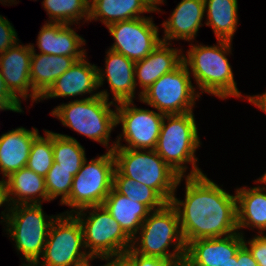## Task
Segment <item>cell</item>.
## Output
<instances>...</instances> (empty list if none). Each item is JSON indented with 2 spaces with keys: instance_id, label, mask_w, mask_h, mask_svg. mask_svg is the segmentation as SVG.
<instances>
[{
  "instance_id": "cell-1",
  "label": "cell",
  "mask_w": 266,
  "mask_h": 266,
  "mask_svg": "<svg viewBox=\"0 0 266 266\" xmlns=\"http://www.w3.org/2000/svg\"><path fill=\"white\" fill-rule=\"evenodd\" d=\"M185 198L174 193L171 204L178 213L186 245L198 239L219 238L237 233L236 194L227 193L206 174L185 176Z\"/></svg>"
},
{
  "instance_id": "cell-2",
  "label": "cell",
  "mask_w": 266,
  "mask_h": 266,
  "mask_svg": "<svg viewBox=\"0 0 266 266\" xmlns=\"http://www.w3.org/2000/svg\"><path fill=\"white\" fill-rule=\"evenodd\" d=\"M217 44L206 46L190 44V49L183 54V62L189 74L193 75L196 85L201 93H208L220 99L229 97H242L234 80L232 66L227 55L231 53L232 41L217 40ZM190 68V69H189Z\"/></svg>"
},
{
  "instance_id": "cell-3",
  "label": "cell",
  "mask_w": 266,
  "mask_h": 266,
  "mask_svg": "<svg viewBox=\"0 0 266 266\" xmlns=\"http://www.w3.org/2000/svg\"><path fill=\"white\" fill-rule=\"evenodd\" d=\"M170 247L173 248L172 251L169 250ZM131 249L143 256L158 257L173 261L177 266H183L186 243L182 236L178 213L170 202L150 212L138 235L132 239Z\"/></svg>"
},
{
  "instance_id": "cell-4",
  "label": "cell",
  "mask_w": 266,
  "mask_h": 266,
  "mask_svg": "<svg viewBox=\"0 0 266 266\" xmlns=\"http://www.w3.org/2000/svg\"><path fill=\"white\" fill-rule=\"evenodd\" d=\"M200 145L193 112L164 116L155 151L181 177L203 174L195 155ZM187 164L192 168L185 174Z\"/></svg>"
},
{
  "instance_id": "cell-5",
  "label": "cell",
  "mask_w": 266,
  "mask_h": 266,
  "mask_svg": "<svg viewBox=\"0 0 266 266\" xmlns=\"http://www.w3.org/2000/svg\"><path fill=\"white\" fill-rule=\"evenodd\" d=\"M113 101L103 95L74 99L56 106L51 114L79 134L94 140L112 151L116 144L109 146L111 132L116 125V110L110 107Z\"/></svg>"
},
{
  "instance_id": "cell-6",
  "label": "cell",
  "mask_w": 266,
  "mask_h": 266,
  "mask_svg": "<svg viewBox=\"0 0 266 266\" xmlns=\"http://www.w3.org/2000/svg\"><path fill=\"white\" fill-rule=\"evenodd\" d=\"M112 152L115 168L123 176L154 189L167 203L171 202L184 177L174 171L155 149L115 147Z\"/></svg>"
},
{
  "instance_id": "cell-7",
  "label": "cell",
  "mask_w": 266,
  "mask_h": 266,
  "mask_svg": "<svg viewBox=\"0 0 266 266\" xmlns=\"http://www.w3.org/2000/svg\"><path fill=\"white\" fill-rule=\"evenodd\" d=\"M57 215L48 216L42 204H18L11 206L4 230L25 259L22 266H33L42 256L48 232ZM26 262V263H25Z\"/></svg>"
},
{
  "instance_id": "cell-8",
  "label": "cell",
  "mask_w": 266,
  "mask_h": 266,
  "mask_svg": "<svg viewBox=\"0 0 266 266\" xmlns=\"http://www.w3.org/2000/svg\"><path fill=\"white\" fill-rule=\"evenodd\" d=\"M115 159L112 151L84 161L74 176L69 198L62 204L70 211L62 214H73L89 206H100L113 188Z\"/></svg>"
},
{
  "instance_id": "cell-9",
  "label": "cell",
  "mask_w": 266,
  "mask_h": 266,
  "mask_svg": "<svg viewBox=\"0 0 266 266\" xmlns=\"http://www.w3.org/2000/svg\"><path fill=\"white\" fill-rule=\"evenodd\" d=\"M73 215L81 224L87 253L104 257L124 253L131 248L132 239L103 205L89 206Z\"/></svg>"
},
{
  "instance_id": "cell-10",
  "label": "cell",
  "mask_w": 266,
  "mask_h": 266,
  "mask_svg": "<svg viewBox=\"0 0 266 266\" xmlns=\"http://www.w3.org/2000/svg\"><path fill=\"white\" fill-rule=\"evenodd\" d=\"M187 66L182 62L175 70L164 74L141 94L143 102L164 115L193 112L196 92Z\"/></svg>"
},
{
  "instance_id": "cell-11",
  "label": "cell",
  "mask_w": 266,
  "mask_h": 266,
  "mask_svg": "<svg viewBox=\"0 0 266 266\" xmlns=\"http://www.w3.org/2000/svg\"><path fill=\"white\" fill-rule=\"evenodd\" d=\"M134 101L120 102L115 105L116 125L122 126V134L117 136L115 147L126 149H155L164 114L158 111L138 108L133 104ZM127 142L122 145L120 141Z\"/></svg>"
},
{
  "instance_id": "cell-12",
  "label": "cell",
  "mask_w": 266,
  "mask_h": 266,
  "mask_svg": "<svg viewBox=\"0 0 266 266\" xmlns=\"http://www.w3.org/2000/svg\"><path fill=\"white\" fill-rule=\"evenodd\" d=\"M87 253L80 222L73 214H59L52 222L42 256L33 266H70Z\"/></svg>"
},
{
  "instance_id": "cell-13",
  "label": "cell",
  "mask_w": 266,
  "mask_h": 266,
  "mask_svg": "<svg viewBox=\"0 0 266 266\" xmlns=\"http://www.w3.org/2000/svg\"><path fill=\"white\" fill-rule=\"evenodd\" d=\"M152 16L115 22L107 26L114 43L109 48L137 62L149 55L162 41Z\"/></svg>"
},
{
  "instance_id": "cell-14",
  "label": "cell",
  "mask_w": 266,
  "mask_h": 266,
  "mask_svg": "<svg viewBox=\"0 0 266 266\" xmlns=\"http://www.w3.org/2000/svg\"><path fill=\"white\" fill-rule=\"evenodd\" d=\"M239 232L225 237L198 239L186 245L183 266H236L243 245Z\"/></svg>"
},
{
  "instance_id": "cell-15",
  "label": "cell",
  "mask_w": 266,
  "mask_h": 266,
  "mask_svg": "<svg viewBox=\"0 0 266 266\" xmlns=\"http://www.w3.org/2000/svg\"><path fill=\"white\" fill-rule=\"evenodd\" d=\"M32 51L29 44L21 45L18 41L0 55V70L6 87L20 103L27 98L40 102L30 80Z\"/></svg>"
},
{
  "instance_id": "cell-16",
  "label": "cell",
  "mask_w": 266,
  "mask_h": 266,
  "mask_svg": "<svg viewBox=\"0 0 266 266\" xmlns=\"http://www.w3.org/2000/svg\"><path fill=\"white\" fill-rule=\"evenodd\" d=\"M86 56L70 67L57 78L49 90L40 98L41 100L58 97H76L90 94L89 98L103 95L109 100L107 90L96 92L98 87L97 67L86 60ZM96 92V93H94Z\"/></svg>"
},
{
  "instance_id": "cell-17",
  "label": "cell",
  "mask_w": 266,
  "mask_h": 266,
  "mask_svg": "<svg viewBox=\"0 0 266 266\" xmlns=\"http://www.w3.org/2000/svg\"><path fill=\"white\" fill-rule=\"evenodd\" d=\"M106 53L105 69L97 67L98 87L107 80L115 104L133 101L136 95L135 62L110 49Z\"/></svg>"
},
{
  "instance_id": "cell-18",
  "label": "cell",
  "mask_w": 266,
  "mask_h": 266,
  "mask_svg": "<svg viewBox=\"0 0 266 266\" xmlns=\"http://www.w3.org/2000/svg\"><path fill=\"white\" fill-rule=\"evenodd\" d=\"M40 53L74 57L77 61L84 58L86 40L78 35L71 24L46 22L37 36Z\"/></svg>"
},
{
  "instance_id": "cell-19",
  "label": "cell",
  "mask_w": 266,
  "mask_h": 266,
  "mask_svg": "<svg viewBox=\"0 0 266 266\" xmlns=\"http://www.w3.org/2000/svg\"><path fill=\"white\" fill-rule=\"evenodd\" d=\"M170 45V46H169ZM172 43L161 41L144 59L135 62L136 87L142 89L138 98L161 76L175 70L183 62L182 48H172ZM137 77V78H136ZM138 81V82H137Z\"/></svg>"
},
{
  "instance_id": "cell-20",
  "label": "cell",
  "mask_w": 266,
  "mask_h": 266,
  "mask_svg": "<svg viewBox=\"0 0 266 266\" xmlns=\"http://www.w3.org/2000/svg\"><path fill=\"white\" fill-rule=\"evenodd\" d=\"M205 16L204 0H181L170 17L163 21V42L185 40L194 42Z\"/></svg>"
},
{
  "instance_id": "cell-21",
  "label": "cell",
  "mask_w": 266,
  "mask_h": 266,
  "mask_svg": "<svg viewBox=\"0 0 266 266\" xmlns=\"http://www.w3.org/2000/svg\"><path fill=\"white\" fill-rule=\"evenodd\" d=\"M39 135L37 128H15L0 136V172L2 179L26 167L31 145Z\"/></svg>"
},
{
  "instance_id": "cell-22",
  "label": "cell",
  "mask_w": 266,
  "mask_h": 266,
  "mask_svg": "<svg viewBox=\"0 0 266 266\" xmlns=\"http://www.w3.org/2000/svg\"><path fill=\"white\" fill-rule=\"evenodd\" d=\"M266 189L261 186H244L235 191L237 199V226L241 229L254 228L258 234L266 232Z\"/></svg>"
},
{
  "instance_id": "cell-23",
  "label": "cell",
  "mask_w": 266,
  "mask_h": 266,
  "mask_svg": "<svg viewBox=\"0 0 266 266\" xmlns=\"http://www.w3.org/2000/svg\"><path fill=\"white\" fill-rule=\"evenodd\" d=\"M32 51L30 80L33 91L41 98L55 80L76 63L74 57L57 56L51 54H36L34 44H30Z\"/></svg>"
},
{
  "instance_id": "cell-24",
  "label": "cell",
  "mask_w": 266,
  "mask_h": 266,
  "mask_svg": "<svg viewBox=\"0 0 266 266\" xmlns=\"http://www.w3.org/2000/svg\"><path fill=\"white\" fill-rule=\"evenodd\" d=\"M5 180L11 206L49 202L45 177L36 174L28 167H23L12 173Z\"/></svg>"
},
{
  "instance_id": "cell-25",
  "label": "cell",
  "mask_w": 266,
  "mask_h": 266,
  "mask_svg": "<svg viewBox=\"0 0 266 266\" xmlns=\"http://www.w3.org/2000/svg\"><path fill=\"white\" fill-rule=\"evenodd\" d=\"M104 208L119 223L123 231L133 239L151 210L140 202H134L112 188L105 198Z\"/></svg>"
},
{
  "instance_id": "cell-26",
  "label": "cell",
  "mask_w": 266,
  "mask_h": 266,
  "mask_svg": "<svg viewBox=\"0 0 266 266\" xmlns=\"http://www.w3.org/2000/svg\"><path fill=\"white\" fill-rule=\"evenodd\" d=\"M153 13L142 0H90L88 21L100 20L106 27L112 23L145 17Z\"/></svg>"
},
{
  "instance_id": "cell-27",
  "label": "cell",
  "mask_w": 266,
  "mask_h": 266,
  "mask_svg": "<svg viewBox=\"0 0 266 266\" xmlns=\"http://www.w3.org/2000/svg\"><path fill=\"white\" fill-rule=\"evenodd\" d=\"M206 26L217 40L232 41L238 27V0H204Z\"/></svg>"
},
{
  "instance_id": "cell-28",
  "label": "cell",
  "mask_w": 266,
  "mask_h": 266,
  "mask_svg": "<svg viewBox=\"0 0 266 266\" xmlns=\"http://www.w3.org/2000/svg\"><path fill=\"white\" fill-rule=\"evenodd\" d=\"M42 6L49 15V21L63 24L88 22L90 0H43ZM79 21V22H78Z\"/></svg>"
},
{
  "instance_id": "cell-29",
  "label": "cell",
  "mask_w": 266,
  "mask_h": 266,
  "mask_svg": "<svg viewBox=\"0 0 266 266\" xmlns=\"http://www.w3.org/2000/svg\"><path fill=\"white\" fill-rule=\"evenodd\" d=\"M113 188L134 202L145 204L151 211L160 209L167 203L154 189L123 176L116 168Z\"/></svg>"
},
{
  "instance_id": "cell-30",
  "label": "cell",
  "mask_w": 266,
  "mask_h": 266,
  "mask_svg": "<svg viewBox=\"0 0 266 266\" xmlns=\"http://www.w3.org/2000/svg\"><path fill=\"white\" fill-rule=\"evenodd\" d=\"M54 162L60 168L73 170V176L80 170L87 159L85 148L73 137L53 132Z\"/></svg>"
},
{
  "instance_id": "cell-31",
  "label": "cell",
  "mask_w": 266,
  "mask_h": 266,
  "mask_svg": "<svg viewBox=\"0 0 266 266\" xmlns=\"http://www.w3.org/2000/svg\"><path fill=\"white\" fill-rule=\"evenodd\" d=\"M45 136L38 135L30 149L26 167L43 177L46 176L54 163L53 132L44 131Z\"/></svg>"
},
{
  "instance_id": "cell-32",
  "label": "cell",
  "mask_w": 266,
  "mask_h": 266,
  "mask_svg": "<svg viewBox=\"0 0 266 266\" xmlns=\"http://www.w3.org/2000/svg\"><path fill=\"white\" fill-rule=\"evenodd\" d=\"M73 179V170L60 168L59 164L54 162L45 176L49 201H53L61 196L60 204L62 205L69 198Z\"/></svg>"
},
{
  "instance_id": "cell-33",
  "label": "cell",
  "mask_w": 266,
  "mask_h": 266,
  "mask_svg": "<svg viewBox=\"0 0 266 266\" xmlns=\"http://www.w3.org/2000/svg\"><path fill=\"white\" fill-rule=\"evenodd\" d=\"M243 241V244L252 253L258 266H266V234H257L251 240H246L243 235Z\"/></svg>"
},
{
  "instance_id": "cell-34",
  "label": "cell",
  "mask_w": 266,
  "mask_h": 266,
  "mask_svg": "<svg viewBox=\"0 0 266 266\" xmlns=\"http://www.w3.org/2000/svg\"><path fill=\"white\" fill-rule=\"evenodd\" d=\"M19 41L12 23L0 15V55Z\"/></svg>"
},
{
  "instance_id": "cell-35",
  "label": "cell",
  "mask_w": 266,
  "mask_h": 266,
  "mask_svg": "<svg viewBox=\"0 0 266 266\" xmlns=\"http://www.w3.org/2000/svg\"><path fill=\"white\" fill-rule=\"evenodd\" d=\"M126 253L134 260L135 266H177L170 260L137 254L131 248Z\"/></svg>"
},
{
  "instance_id": "cell-36",
  "label": "cell",
  "mask_w": 266,
  "mask_h": 266,
  "mask_svg": "<svg viewBox=\"0 0 266 266\" xmlns=\"http://www.w3.org/2000/svg\"><path fill=\"white\" fill-rule=\"evenodd\" d=\"M0 103L6 107L10 108L11 111L22 113L24 112L21 107V103L9 92L4 82L3 76L0 70Z\"/></svg>"
},
{
  "instance_id": "cell-37",
  "label": "cell",
  "mask_w": 266,
  "mask_h": 266,
  "mask_svg": "<svg viewBox=\"0 0 266 266\" xmlns=\"http://www.w3.org/2000/svg\"><path fill=\"white\" fill-rule=\"evenodd\" d=\"M103 260L107 261L103 266H135L134 260L126 252L104 256Z\"/></svg>"
},
{
  "instance_id": "cell-38",
  "label": "cell",
  "mask_w": 266,
  "mask_h": 266,
  "mask_svg": "<svg viewBox=\"0 0 266 266\" xmlns=\"http://www.w3.org/2000/svg\"><path fill=\"white\" fill-rule=\"evenodd\" d=\"M3 206L4 207L6 206V207H5L4 211L1 212L2 216H0V217L2 218V220L0 222L6 223V219L8 217L9 212H10L11 205H10L9 198H8L7 184H6L5 179L0 180V207H3Z\"/></svg>"
},
{
  "instance_id": "cell-39",
  "label": "cell",
  "mask_w": 266,
  "mask_h": 266,
  "mask_svg": "<svg viewBox=\"0 0 266 266\" xmlns=\"http://www.w3.org/2000/svg\"><path fill=\"white\" fill-rule=\"evenodd\" d=\"M236 266H258L256 260L252 256V253L244 244L237 251Z\"/></svg>"
},
{
  "instance_id": "cell-40",
  "label": "cell",
  "mask_w": 266,
  "mask_h": 266,
  "mask_svg": "<svg viewBox=\"0 0 266 266\" xmlns=\"http://www.w3.org/2000/svg\"><path fill=\"white\" fill-rule=\"evenodd\" d=\"M248 102L258 107L261 111L266 113V91L257 95H246Z\"/></svg>"
},
{
  "instance_id": "cell-41",
  "label": "cell",
  "mask_w": 266,
  "mask_h": 266,
  "mask_svg": "<svg viewBox=\"0 0 266 266\" xmlns=\"http://www.w3.org/2000/svg\"><path fill=\"white\" fill-rule=\"evenodd\" d=\"M95 258L101 259L102 261L104 257L101 255L88 253L84 257L74 261L70 266H91L90 261L94 260Z\"/></svg>"
},
{
  "instance_id": "cell-42",
  "label": "cell",
  "mask_w": 266,
  "mask_h": 266,
  "mask_svg": "<svg viewBox=\"0 0 266 266\" xmlns=\"http://www.w3.org/2000/svg\"><path fill=\"white\" fill-rule=\"evenodd\" d=\"M144 4L152 11V12H161L159 5L164 4L165 0H142Z\"/></svg>"
},
{
  "instance_id": "cell-43",
  "label": "cell",
  "mask_w": 266,
  "mask_h": 266,
  "mask_svg": "<svg viewBox=\"0 0 266 266\" xmlns=\"http://www.w3.org/2000/svg\"><path fill=\"white\" fill-rule=\"evenodd\" d=\"M255 182L256 183H262V185L263 184H265L266 185V172L261 176V177H259L257 180H255ZM261 186L262 188H265L266 189V186Z\"/></svg>"
},
{
  "instance_id": "cell-44",
  "label": "cell",
  "mask_w": 266,
  "mask_h": 266,
  "mask_svg": "<svg viewBox=\"0 0 266 266\" xmlns=\"http://www.w3.org/2000/svg\"><path fill=\"white\" fill-rule=\"evenodd\" d=\"M2 2V3H1ZM7 2L11 5V4H17L16 2V0H0V3L1 4H4V5H7Z\"/></svg>"
},
{
  "instance_id": "cell-45",
  "label": "cell",
  "mask_w": 266,
  "mask_h": 266,
  "mask_svg": "<svg viewBox=\"0 0 266 266\" xmlns=\"http://www.w3.org/2000/svg\"><path fill=\"white\" fill-rule=\"evenodd\" d=\"M3 110H4V111H5V110H6V111H9V110L11 111L10 108H6V107H4V106L0 103V111H3Z\"/></svg>"
}]
</instances>
